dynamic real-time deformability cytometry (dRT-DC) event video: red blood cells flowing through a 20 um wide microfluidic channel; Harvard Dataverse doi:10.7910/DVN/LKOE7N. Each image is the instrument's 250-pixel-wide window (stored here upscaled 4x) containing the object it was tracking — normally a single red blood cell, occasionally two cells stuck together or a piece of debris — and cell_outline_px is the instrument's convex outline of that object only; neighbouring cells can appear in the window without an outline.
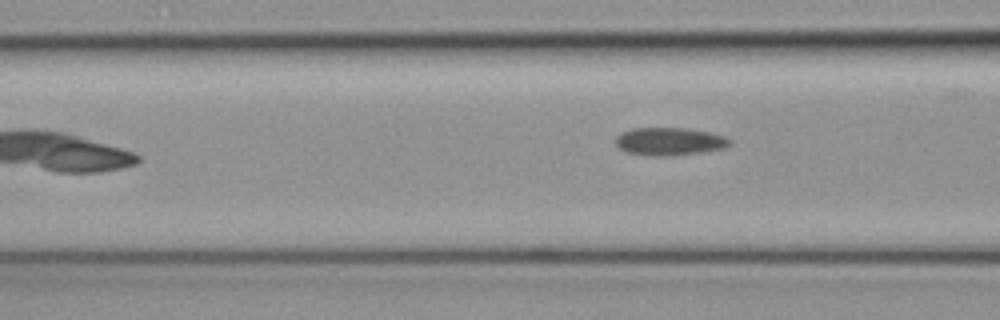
{"species": "common noctule bat (a hibernating species)", "species_latin": "Nyctalus noctula", "temperature_condition": "cold", "stored_images_in_passage": 5, "camera_frame_rate_fps": 3000, "um_per_image_px": 0.085, "animal": {"sex": "female", "body_mass_g": 19.3, "forearm_length_mm": 54.1}, "frame": {"image": 1, "passage_image": 4, "time_ms": 1.0, "image_size_px": [1000, 320], "cell_outline_px": [[732, 144], [724, 148], [700, 152], [672, 156], [656, 156], [628, 152], [620, 148], [616, 144], [616, 136], [620, 132], [632, 128], [684, 128], [708, 132], [724, 136], [732, 140]], "centroid_in_image_um": [56.91, 12.02], "position_along_channel_um": 109.7, "area_um2": 18.44}}
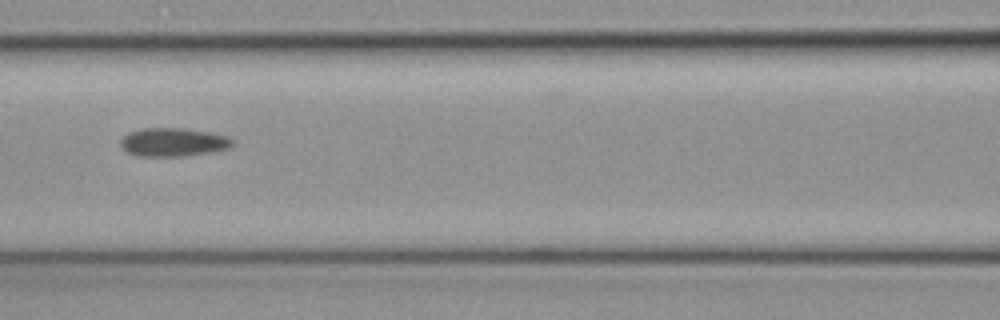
{"frame": {"image": 2, "passage_image": 5, "time_ms": 1.333, "image_size_px": [1000, 320], "cell_outline_px": [[232, 144], [228, 148], [208, 152], [184, 156], [136, 156], [120, 148], [120, 140], [128, 132], [140, 128], [184, 128], [208, 132], [228, 136], [232, 140]], "centroid_in_image_um": [14.65, 12.08], "position_along_channel_um": 151.9, "area_um2": 18.55}}